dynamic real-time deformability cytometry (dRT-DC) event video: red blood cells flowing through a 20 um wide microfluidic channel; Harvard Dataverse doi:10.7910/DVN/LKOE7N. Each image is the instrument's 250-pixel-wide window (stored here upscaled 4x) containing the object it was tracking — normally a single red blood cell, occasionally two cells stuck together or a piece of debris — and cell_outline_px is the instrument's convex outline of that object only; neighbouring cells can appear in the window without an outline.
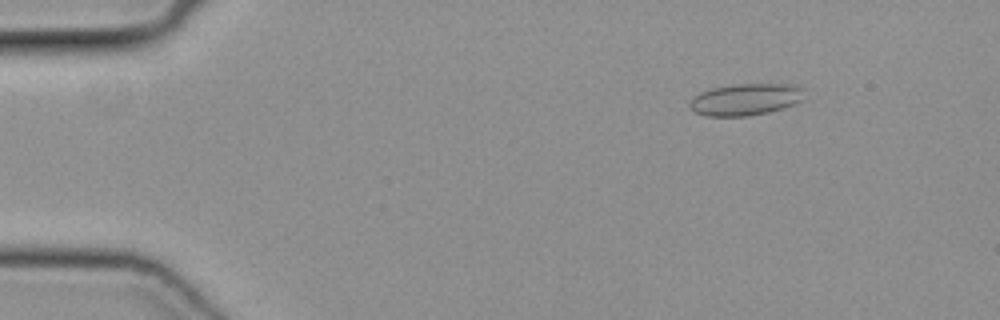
{"species": "common noctule bat (a hibernating species)", "species_latin": "Nyctalus noctula", "temperature_condition": "cold", "stored_images_in_passage": 50, "camera_frame_rate_fps": 3000, "um_per_image_px": 0.085, "animal": {"sex": "female", "body_mass_g": 19.3, "forearm_length_mm": 54.1}, "frame": {"image": 1, "passage_image": 7, "time_ms": 2.0, "image_size_px": [1000, 320], "cell_outline_px": [[804, 100], [784, 108], [768, 112], [748, 116], [704, 116], [688, 108], [688, 104], [692, 96], [700, 92], [712, 88], [732, 84], [796, 84], [804, 88]], "centroid_in_image_um": [63.37, 8.45], "position_along_channel_um": 21.6, "area_um2": 21.68}}
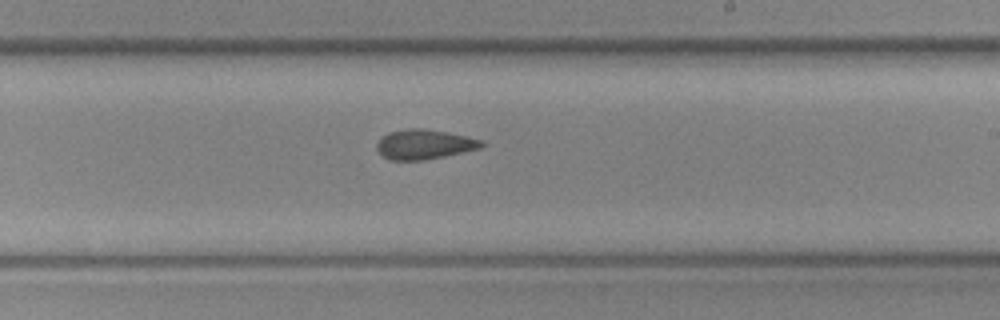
{"frame": {"image": 2, "passage_image": 30, "time_ms": 9.667, "image_size_px": [1000, 320], "cell_outline_px": [[484, 144], [480, 148], [444, 156], [424, 160], [388, 160], [376, 148], [376, 144], [388, 132], [408, 128], [424, 128], [448, 132], [484, 140]], "centroid_in_image_um": [36.07, 12.26], "position_along_channel_um": 252.9, "area_um2": 18.09}}
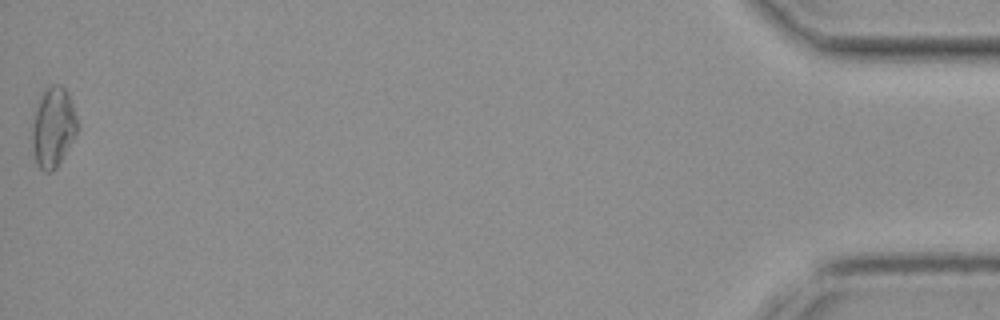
{"frame": {"image": 3, "passage_image": 50, "time_ms": 16.333, "image_size_px": [1000, 320], "cell_outline_px": [[76, 136], [56, 168], [52, 172], [44, 172], [36, 164], [32, 144], [32, 124], [36, 108], [40, 96], [48, 84], [60, 84], [68, 92], [76, 116]], "centroid_in_image_um": [4.5, 10.81], "position_along_channel_um": 430.7, "area_um2": 21.1}}